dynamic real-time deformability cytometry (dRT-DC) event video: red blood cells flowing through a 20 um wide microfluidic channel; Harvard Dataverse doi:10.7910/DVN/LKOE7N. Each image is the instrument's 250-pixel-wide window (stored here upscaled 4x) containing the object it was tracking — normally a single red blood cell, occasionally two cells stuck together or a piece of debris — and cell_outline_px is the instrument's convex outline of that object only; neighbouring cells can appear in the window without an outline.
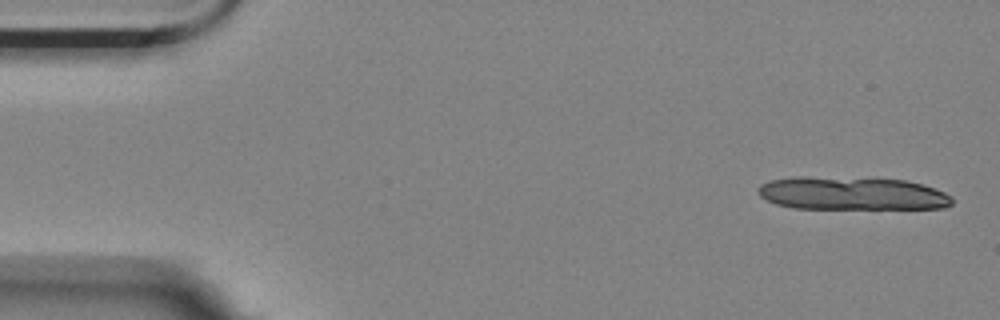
{"species": "Egyptian fruit bat (a non-hibernating species)", "species_latin": "Rousettus aegyptiacus", "temperature_condition": "room temperature", "stored_images_in_passage": 6, "camera_frame_rate_fps": 3000, "um_per_image_px": 0.085, "animal": {"sex": "female"}, "frame": {"image": 1, "passage_image": 1, "time_ms": 0.0, "image_size_px": [1000, 320], "cell_outline_px": [[952, 204], [944, 208], [792, 208], [776, 204], [760, 196], [756, 192], [756, 188], [760, 184], [768, 180], [792, 176], [804, 176], [904, 180], [924, 184], [944, 192], [952, 196]], "centroid_in_image_um": [72.35, 16.43], "position_along_channel_um": 12.6, "area_um2": 37.57}}